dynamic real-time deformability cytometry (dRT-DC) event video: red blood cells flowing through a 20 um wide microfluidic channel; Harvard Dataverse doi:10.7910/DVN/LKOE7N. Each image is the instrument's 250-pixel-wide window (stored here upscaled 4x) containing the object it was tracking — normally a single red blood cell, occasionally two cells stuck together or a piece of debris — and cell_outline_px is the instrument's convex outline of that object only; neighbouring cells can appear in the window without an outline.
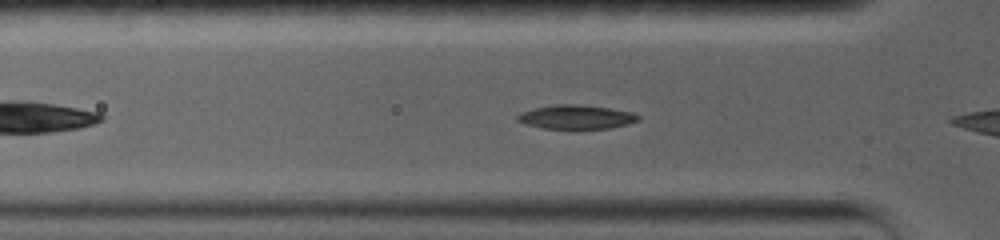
{"species": "common noctule bat (a hibernating species)", "species_latin": "Nyctalus noctula", "temperature_condition": "warm", "stored_images_in_passage": 15, "camera_frame_rate_fps": 5000, "um_per_image_px": 0.085, "animal": {"sex": "female", "body_mass_g": 19.0, "forearm_length_mm": 56.7}, "frame": {"image": 1, "passage_image": 7, "time_ms": 1.6, "image_size_px": [1000, 240], "cell_outline_px": [[640, 120], [628, 124], [608, 128], [544, 128], [528, 124], [516, 120], [516, 116], [520, 112], [532, 108], [556, 104], [584, 104], [632, 112], [640, 116]], "centroid_in_image_um": [48.98, 9.92], "position_along_channel_um": 76.8, "area_um2": 16.82}}
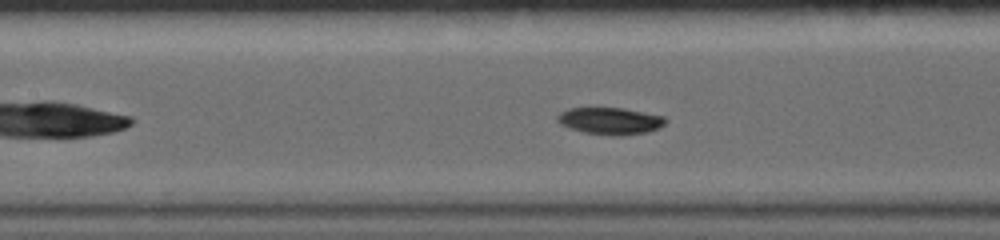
{"frame": {"image": 2, "passage_image": 13, "time_ms": 3.8, "image_size_px": [1000, 240], "cell_outline_px": [[668, 120], [660, 128], [648, 132], [620, 136], [612, 136], [584, 132], [568, 128], [560, 124], [556, 120], [556, 116], [560, 112], [568, 108], [624, 108], [664, 116]], "centroid_in_image_um": [51.86, 10.28], "position_along_channel_um": 155.5, "area_um2": 17.22}}